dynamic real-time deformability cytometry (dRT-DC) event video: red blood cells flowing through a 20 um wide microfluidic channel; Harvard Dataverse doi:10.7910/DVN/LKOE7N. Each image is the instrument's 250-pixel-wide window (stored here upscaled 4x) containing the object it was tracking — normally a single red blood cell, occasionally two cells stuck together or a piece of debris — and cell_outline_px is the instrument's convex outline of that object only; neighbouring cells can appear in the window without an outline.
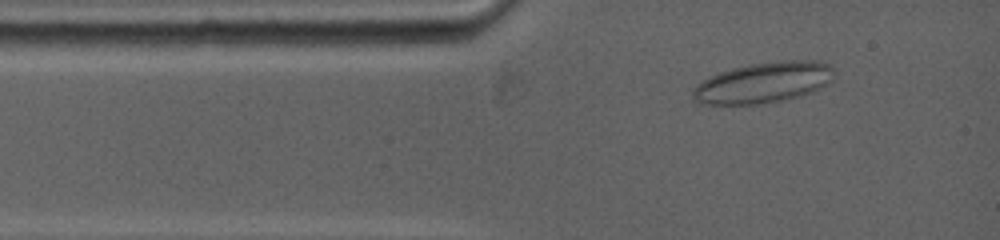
{"species": "common noctule bat (a hibernating species)", "species_latin": "Nyctalus noctula", "temperature_condition": "warm", "stored_images_in_passage": 35, "camera_frame_rate_fps": 5000, "um_per_image_px": 0.085, "animal": {"sex": "female", "body_mass_g": 19.0, "forearm_length_mm": 53.3}, "frame": {"image": 1, "passage_image": 3, "time_ms": 1.0, "image_size_px": [1000, 240], "cell_outline_px": [[832, 80], [800, 96], [760, 104], [700, 104], [692, 96], [692, 88], [696, 84], [720, 72], [732, 68], [748, 64], [784, 60], [820, 60], [828, 64], [832, 68]], "centroid_in_image_um": [64.85, 7.01], "position_along_channel_um": 20.2, "area_um2": 33.18}}
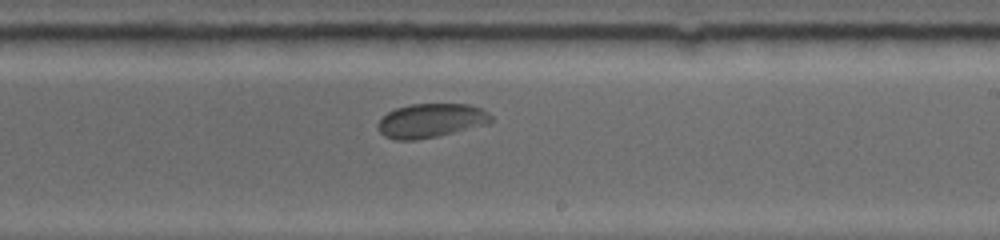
{"frame": {"image": 2, "passage_image": 18, "time_ms": 7.6, "image_size_px": [1000, 240], "cell_outline_px": [[492, 124], [440, 136], [416, 140], [396, 140], [384, 136], [376, 128], [376, 124], [388, 112], [396, 108], [412, 104], [468, 104], [480, 108], [488, 112], [492, 116]], "centroid_in_image_um": [36.67, 10.27], "position_along_channel_um": 252.3, "area_um2": 22.83}}
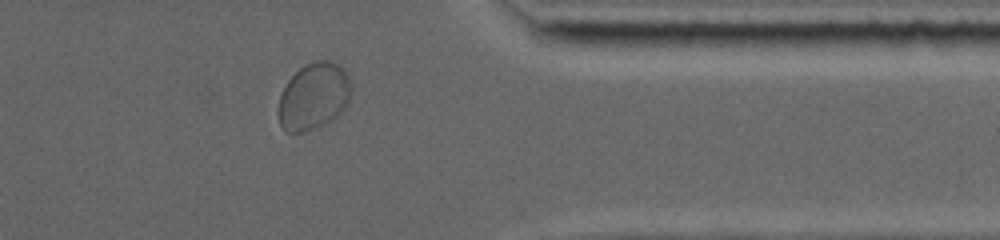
{"frame": {"image": 3, "passage_image": 30, "time_ms": 11.4, "image_size_px": [1000, 240], "cell_outline_px": [[352, 88], [348, 104], [332, 120], [324, 124], [300, 132], [288, 132], [280, 124], [276, 112], [280, 96], [288, 80], [304, 64], [316, 60], [328, 60], [340, 64], [348, 76]], "centroid_in_image_um": [26.66, 8.16], "position_along_channel_um": 384.7, "area_um2": 28.44}}